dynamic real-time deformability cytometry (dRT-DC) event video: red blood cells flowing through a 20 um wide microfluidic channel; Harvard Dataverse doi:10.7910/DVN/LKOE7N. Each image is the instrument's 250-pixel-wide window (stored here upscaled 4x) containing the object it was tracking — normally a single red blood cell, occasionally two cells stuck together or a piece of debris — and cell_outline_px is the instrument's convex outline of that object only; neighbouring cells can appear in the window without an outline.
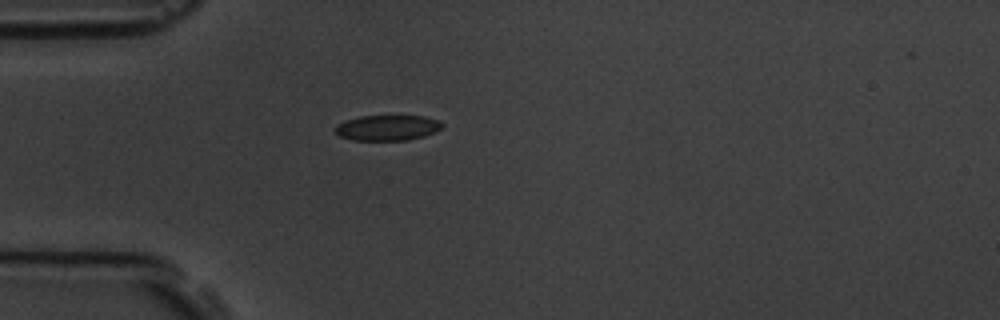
{"species": "common noctule bat (a hibernating species)", "species_latin": "Nyctalus noctula", "temperature_condition": "room temperature", "stored_images_in_passage": 1, "camera_frame_rate_fps": 3000, "um_per_image_px": 0.085, "animal": {"sex": "male", "body_mass_g": 19.5, "forearm_length_mm": 54.6}, "frame": {"image": 1, "passage_image": 1, "time_ms": 0.0, "image_size_px": [1000, 320], "cell_outline_px": [[444, 124], [436, 132], [424, 136], [408, 140], [352, 140], [340, 136], [332, 128], [336, 124], [344, 120], [360, 116], [424, 116], [436, 120]], "centroid_in_image_um": [32.88, 10.86], "position_along_channel_um": 52.1, "area_um2": 15.95}}